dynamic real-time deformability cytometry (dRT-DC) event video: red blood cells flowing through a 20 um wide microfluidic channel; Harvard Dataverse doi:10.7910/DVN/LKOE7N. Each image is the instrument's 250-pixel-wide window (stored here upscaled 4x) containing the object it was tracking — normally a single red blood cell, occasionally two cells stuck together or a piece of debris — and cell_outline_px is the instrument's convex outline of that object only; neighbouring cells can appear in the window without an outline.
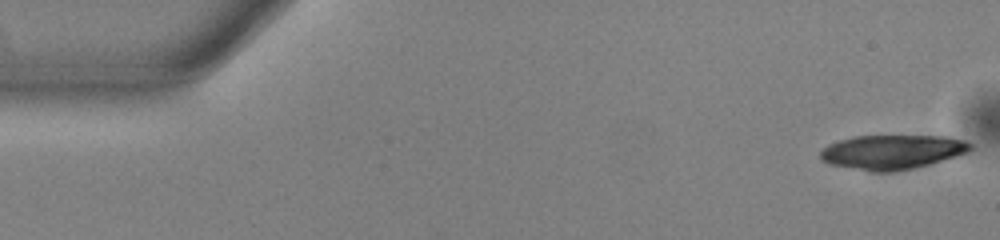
{"species": "common noctule bat (a hibernating species)", "species_latin": "Nyctalus noctula", "temperature_condition": "warm", "stored_images_in_passage": 51, "camera_frame_rate_fps": 3000, "um_per_image_px": 0.085, "animal": {"sex": "male", "body_mass_g": 13.0, "forearm_length_mm": 53.1}, "frame": {"image": 1, "passage_image": 1, "time_ms": 0.0, "image_size_px": [1000, 240], "cell_outline_px": [[972, 148], [968, 152], [932, 164], [896, 172], [872, 172], [828, 164], [820, 160], [820, 152], [828, 144], [852, 136], [948, 136], [964, 140], [972, 144]], "centroid_in_image_um": [75.84, 12.93], "position_along_channel_um": 9.2, "area_um2": 30.4}}
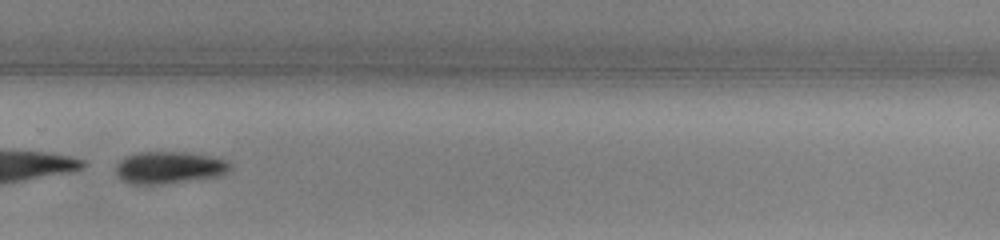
{"frame": {"image": 2, "passage_image": 35, "time_ms": 11.333, "image_size_px": [1000, 240], "cell_outline_px": [[232, 168], [228, 172], [220, 176], [164, 184], [132, 184], [120, 180], [116, 176], [116, 164], [124, 156], [136, 152], [184, 152], [212, 156], [228, 160], [232, 164]], "centroid_in_image_um": [14.38, 14.24], "position_along_channel_um": 315.4, "area_um2": 21.85}}